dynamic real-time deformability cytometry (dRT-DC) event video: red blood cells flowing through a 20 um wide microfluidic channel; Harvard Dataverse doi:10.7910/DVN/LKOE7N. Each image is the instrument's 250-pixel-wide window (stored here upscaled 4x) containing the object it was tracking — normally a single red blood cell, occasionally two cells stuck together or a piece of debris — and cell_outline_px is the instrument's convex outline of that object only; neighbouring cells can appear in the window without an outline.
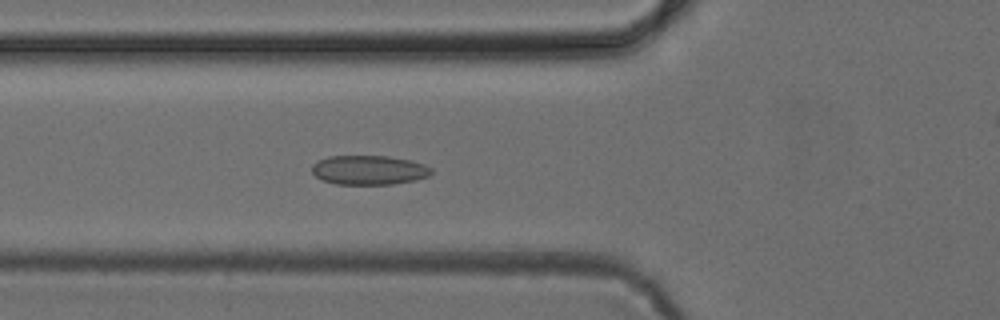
{"species": "common noctule bat (a hibernating species)", "species_latin": "Nyctalus noctula", "temperature_condition": "cold", "stored_images_in_passage": 39, "camera_frame_rate_fps": 3000, "um_per_image_px": 0.085, "animal": {"sex": "female", "body_mass_g": 24.6, "forearm_length_mm": 56.2}, "frame": {"image": 1, "passage_image": 5, "time_ms": 1.333, "image_size_px": [1000, 320], "cell_outline_px": [[432, 172], [428, 176], [416, 180], [392, 184], [336, 184], [324, 180], [316, 176], [312, 172], [312, 164], [328, 156], [388, 156], [412, 160], [424, 164], [432, 168]], "centroid_in_image_um": [31.39, 14.45], "position_along_channel_um": 94.4, "area_um2": 20.4}}
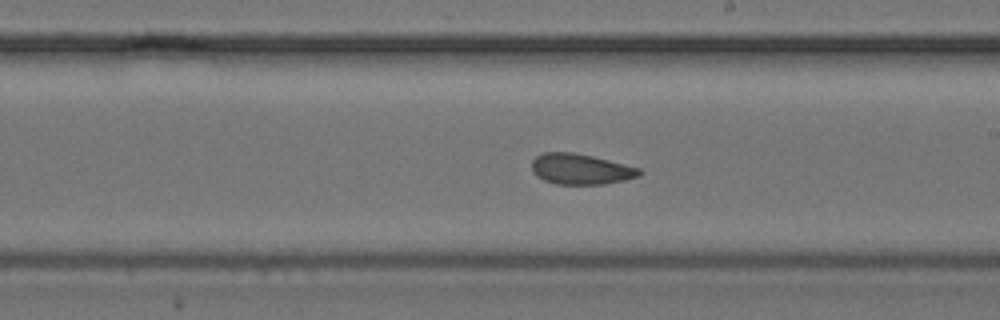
{"frame": {"image": 2, "passage_image": 16, "time_ms": 5.0, "image_size_px": [1000, 320], "cell_outline_px": [[644, 172], [640, 176], [624, 180], [604, 184], [556, 184], [544, 180], [536, 176], [532, 172], [532, 160], [536, 156], [544, 152], [572, 152], [592, 156], [640, 168]], "centroid_in_image_um": [49.35, 14.37], "position_along_channel_um": 239.6, "area_um2": 19.25}}
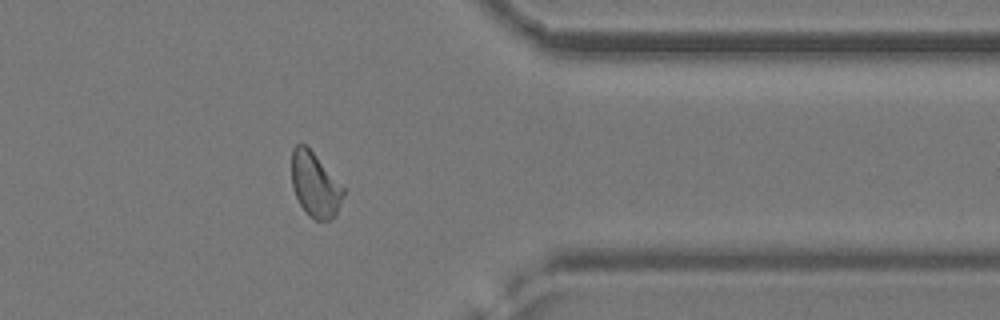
{"frame": {"image": 3, "passage_image": 28, "time_ms": 9.0, "image_size_px": [1000, 320], "cell_outline_px": [[344, 196], [336, 216], [328, 220], [316, 220], [300, 204], [296, 196], [292, 184], [292, 148], [296, 144], [304, 144], [312, 152], [344, 188]], "centroid_in_image_um": [26.78, 15.71], "position_along_channel_um": 384.6, "area_um2": 18.96}}